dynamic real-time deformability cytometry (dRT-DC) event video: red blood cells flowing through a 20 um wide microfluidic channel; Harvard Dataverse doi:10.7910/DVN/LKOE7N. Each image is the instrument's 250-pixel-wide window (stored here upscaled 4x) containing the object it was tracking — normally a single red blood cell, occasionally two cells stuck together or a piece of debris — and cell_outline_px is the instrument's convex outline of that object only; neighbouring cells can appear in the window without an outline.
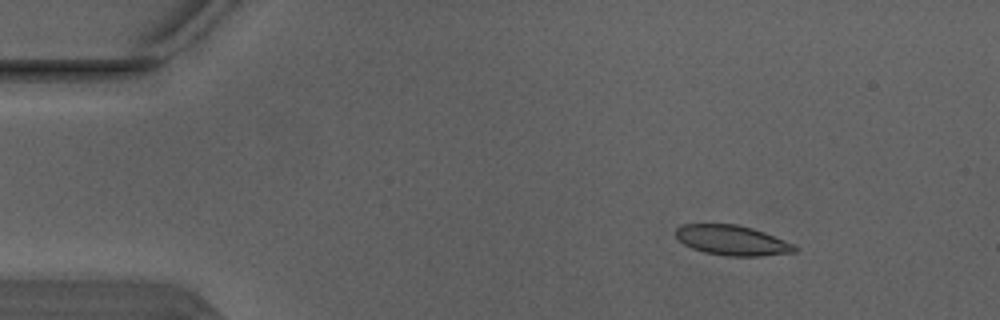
{"species": "Egyptian fruit bat (a non-hibernating species)", "species_latin": "Rousettus aegyptiacus", "temperature_condition": "warm", "stored_images_in_passage": 3, "camera_frame_rate_fps": 3000, "um_per_image_px": 0.085, "animal": {"sex": "male"}, "frame": {"image": 1, "passage_image": 2, "time_ms": 0.333, "image_size_px": [1000, 320], "cell_outline_px": [[796, 252], [760, 256], [724, 256], [704, 252], [692, 248], [684, 244], [676, 236], [676, 228], [684, 224], [736, 224], [752, 228], [764, 232], [796, 244]], "centroid_in_image_um": [62.25, 20.43], "position_along_channel_um": 22.7, "area_um2": 20.81}}